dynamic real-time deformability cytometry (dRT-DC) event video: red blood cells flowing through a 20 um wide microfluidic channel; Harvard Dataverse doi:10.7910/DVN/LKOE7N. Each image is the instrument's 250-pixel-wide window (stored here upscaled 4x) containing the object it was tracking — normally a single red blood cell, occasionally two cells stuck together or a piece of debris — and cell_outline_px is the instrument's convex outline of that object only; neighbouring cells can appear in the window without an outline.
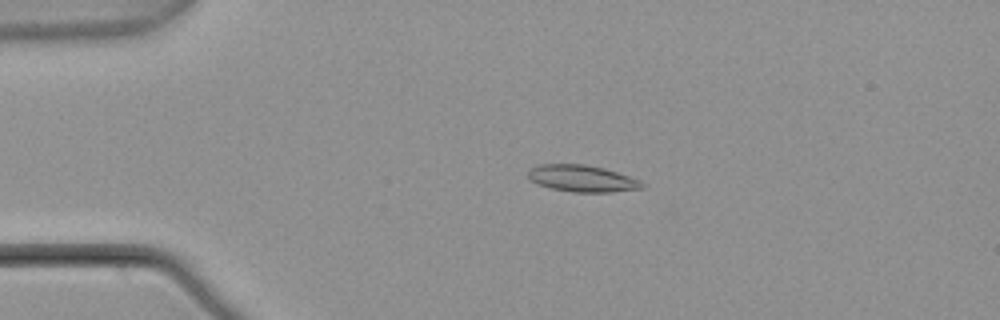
{"species": "common noctule bat (a hibernating species)", "species_latin": "Nyctalus noctula", "temperature_condition": "warm", "stored_images_in_passage": 53, "camera_frame_rate_fps": 3000, "um_per_image_px": 0.085, "animal": {"sex": "male", "body_mass_g": 21.5, "forearm_length_mm": 52.0}, "frame": {"image": 1, "passage_image": 11, "time_ms": 3.333, "image_size_px": [1000, 320], "cell_outline_px": [[644, 188], [612, 192], [572, 192], [552, 188], [536, 184], [528, 176], [528, 168], [540, 164], [584, 164], [604, 168], [640, 180], [644, 184]], "centroid_in_image_um": [49.46, 15.17], "position_along_channel_um": 35.5, "area_um2": 17.74}}
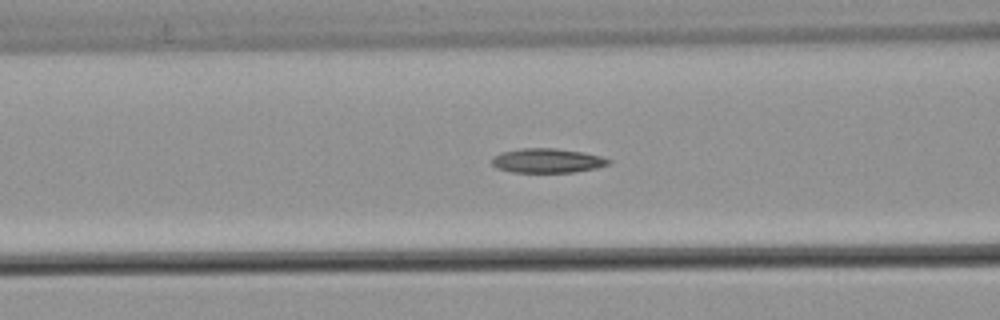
{"frame": {"image": 2, "passage_image": 21, "time_ms": 6.667, "image_size_px": [1000, 320], "cell_outline_px": [[612, 160], [608, 164], [596, 168], [572, 172], [512, 172], [496, 168], [492, 164], [492, 156], [500, 152], [520, 148], [556, 148], [584, 152], [600, 156]], "centroid_in_image_um": [46.48, 13.64], "position_along_channel_um": 120.1, "area_um2": 16.65}}
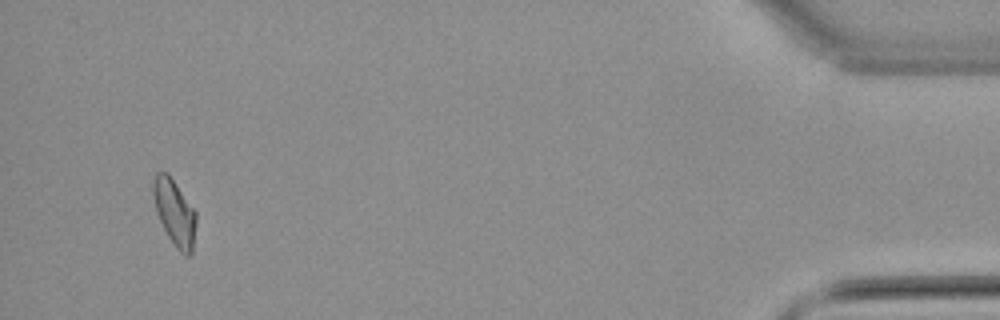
{"frame": {"image": 3, "passage_image": 51, "time_ms": 16.667, "image_size_px": [1000, 320], "cell_outline_px": [[196, 224], [192, 252], [188, 256], [184, 256], [176, 248], [168, 236], [156, 212], [152, 196], [152, 180], [156, 172], [168, 172], [196, 212]], "centroid_in_image_um": [14.82, 18.04], "position_along_channel_um": 420.4, "area_um2": 16.65}, "authors_computed_cell_mechanics": {"area_um2": 16.6464, "velocity_mm_per_s": 3.7792, "shape_relaxation_time_tau1_ms": null, "shape_relaxation_time_tau2_ms": 7.4627, "deformation_change_tau1": null, "deformation_change_tau2": 0.1451}}